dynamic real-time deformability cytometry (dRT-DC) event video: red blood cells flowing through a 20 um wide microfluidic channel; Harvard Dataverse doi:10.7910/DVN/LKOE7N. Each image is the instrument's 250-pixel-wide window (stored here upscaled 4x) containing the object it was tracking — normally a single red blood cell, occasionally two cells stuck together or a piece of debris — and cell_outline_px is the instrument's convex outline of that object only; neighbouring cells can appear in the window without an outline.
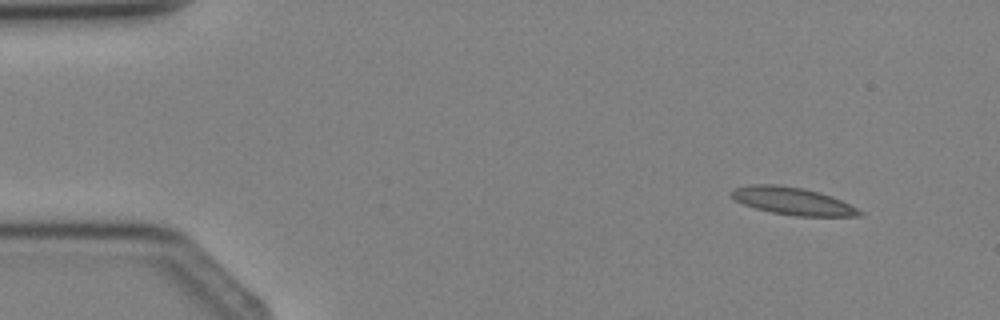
{"species": "Egyptian fruit bat (a non-hibernating species)", "species_latin": "Rousettus aegyptiacus", "temperature_condition": "cold", "stored_images_in_passage": 4, "camera_frame_rate_fps": 3000, "um_per_image_px": 0.085, "animal": {"sex": "female"}, "frame": {"image": 1, "passage_image": 1, "time_ms": 0.0, "image_size_px": [1000, 320], "cell_outline_px": [[864, 212], [860, 216], [796, 216], [772, 212], [756, 208], [744, 204], [736, 200], [732, 196], [732, 192], [736, 188], [752, 184], [776, 184], [804, 188], [820, 192], [832, 196]], "centroid_in_image_um": [67.4, 17.08], "position_along_channel_um": 17.6, "area_um2": 20.23}}
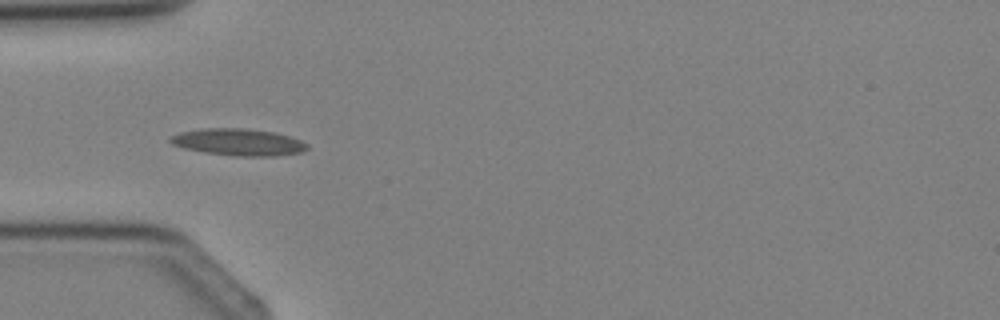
{"frame": {"image": 2, "passage_image": 3, "time_ms": 2.667, "image_size_px": [1000, 320], "cell_outline_px": [[308, 148], [300, 152], [272, 156], [236, 156], [204, 152], [184, 148], [172, 144], [168, 140], [168, 136], [180, 132], [200, 128], [244, 128], [276, 132], [292, 136], [308, 144]], "centroid_in_image_um": [20.24, 12.07], "position_along_channel_um": 64.8, "area_um2": 21.62}}
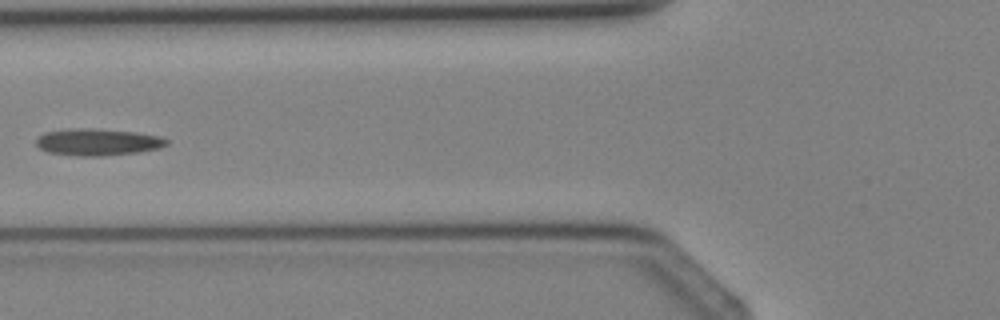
{"frame": {"image": 3, "passage_image": 4, "time_ms": 3.667, "image_size_px": [1000, 320], "cell_outline_px": [[168, 144], [160, 148], [136, 152], [104, 156], [80, 156], [48, 152], [40, 148], [36, 144], [36, 140], [44, 132], [84, 128], [92, 128], [136, 132], [160, 136], [168, 140]], "centroid_in_image_um": [8.33, 12.08], "position_along_channel_um": 117.5, "area_um2": 20.23}}